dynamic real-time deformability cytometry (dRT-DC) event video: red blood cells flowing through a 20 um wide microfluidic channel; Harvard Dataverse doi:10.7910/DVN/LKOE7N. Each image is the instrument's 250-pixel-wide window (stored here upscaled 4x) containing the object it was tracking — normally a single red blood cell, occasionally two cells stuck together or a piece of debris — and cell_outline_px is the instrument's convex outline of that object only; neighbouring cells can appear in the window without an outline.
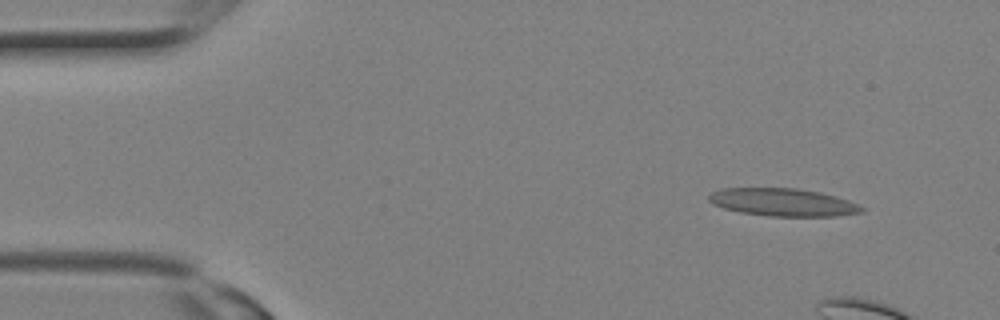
{"species": "Egyptian fruit bat (a non-hibernating species)", "species_latin": "Rousettus aegyptiacus", "temperature_condition": "room temperature", "stored_images_in_passage": 3, "camera_frame_rate_fps": 3000, "um_per_image_px": 0.085, "animal": {"sex": "female"}, "frame": {"image": 1, "passage_image": 1, "time_ms": 0.0, "image_size_px": [1000, 320], "cell_outline_px": [[864, 212], [836, 216], [768, 216], [740, 212], [724, 208], [712, 204], [708, 200], [708, 196], [712, 192], [720, 188], [796, 188], [820, 192], [836, 196], [848, 200], [864, 208]], "centroid_in_image_um": [66.53, 17.19], "position_along_channel_um": 18.5, "area_um2": 24.74}}